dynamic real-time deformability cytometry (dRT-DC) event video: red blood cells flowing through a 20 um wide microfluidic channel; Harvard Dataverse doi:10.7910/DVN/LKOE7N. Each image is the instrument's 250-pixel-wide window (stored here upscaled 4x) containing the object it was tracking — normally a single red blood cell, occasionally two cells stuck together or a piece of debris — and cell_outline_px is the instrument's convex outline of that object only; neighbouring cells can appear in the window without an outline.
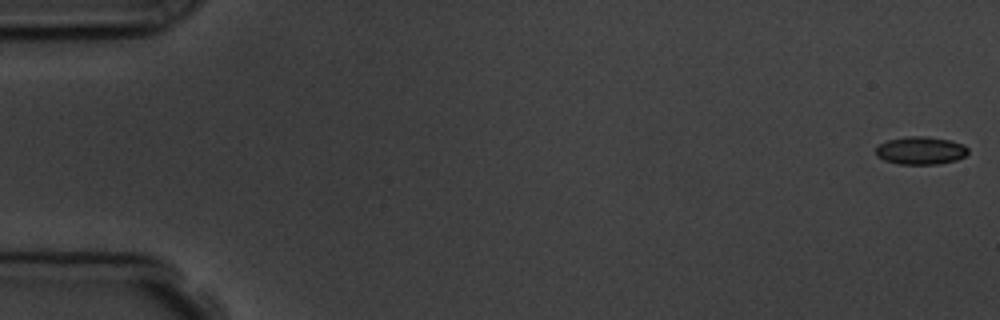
{"species": "common noctule bat (a hibernating species)", "species_latin": "Nyctalus noctula", "temperature_condition": "room temperature", "stored_images_in_passage": 6, "camera_frame_rate_fps": 3000, "um_per_image_px": 0.085, "animal": {"sex": "male", "body_mass_g": 19.5, "forearm_length_mm": 54.6}, "frame": {"image": 1, "passage_image": 1, "time_ms": 0.0, "image_size_px": [1000, 320], "cell_outline_px": [[968, 152], [964, 156], [956, 160], [936, 164], [900, 164], [884, 160], [876, 156], [876, 148], [880, 144], [888, 140], [908, 136], [924, 136], [948, 140], [964, 144], [968, 148]], "centroid_in_image_um": [78.25, 12.79], "position_along_channel_um": 6.7, "area_um2": 14.85}}
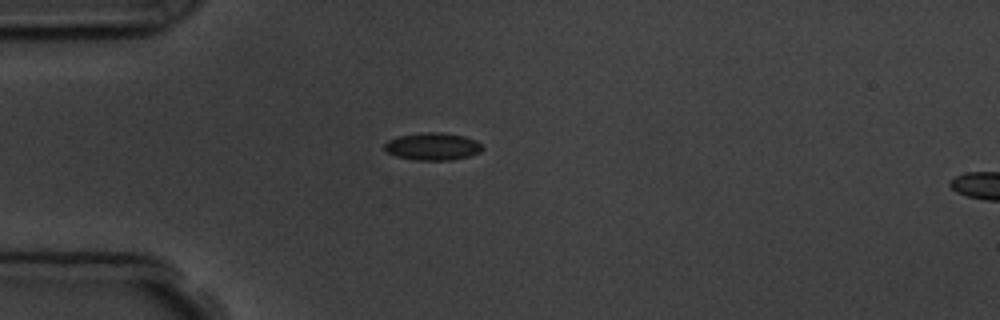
{"frame": {"image": 2, "passage_image": 5, "time_ms": 4.667, "image_size_px": [1000, 320], "cell_outline_px": [[484, 148], [480, 152], [468, 156], [452, 160], [416, 160], [396, 156], [388, 152], [384, 148], [384, 144], [388, 140], [396, 136], [420, 132], [440, 132], [464, 136], [476, 140]], "centroid_in_image_um": [36.76, 12.44], "position_along_channel_um": 48.2, "area_um2": 15.72}}